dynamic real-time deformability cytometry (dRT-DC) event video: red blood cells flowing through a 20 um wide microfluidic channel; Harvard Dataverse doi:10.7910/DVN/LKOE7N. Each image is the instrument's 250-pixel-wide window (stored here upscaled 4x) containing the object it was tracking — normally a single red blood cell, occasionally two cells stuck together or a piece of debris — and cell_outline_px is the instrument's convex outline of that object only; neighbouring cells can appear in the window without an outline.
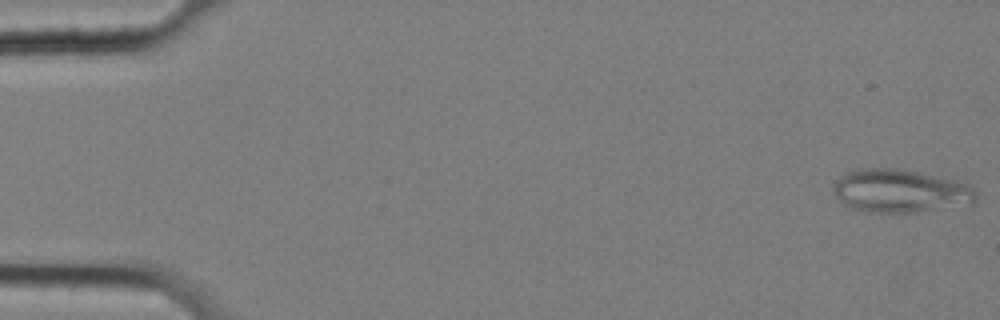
{"species": "common noctule bat (a hibernating species)", "species_latin": "Nyctalus noctula", "temperature_condition": "cold", "stored_images_in_passage": 58, "camera_frame_rate_fps": 3000, "um_per_image_px": 0.085, "animal": {"sex": "female", "body_mass_g": 25.1}, "frame": {"image": 1, "passage_image": 1, "time_ms": 0.0, "image_size_px": [1000, 320], "cell_outline_px": [[976, 200], [972, 204], [916, 212], [868, 212], [852, 208], [844, 204], [836, 196], [832, 188], [832, 184], [840, 176], [848, 172], [860, 168], [896, 168], [916, 172], [952, 180], [968, 184], [976, 192]], "centroid_in_image_um": [76.49, 16.24], "position_along_channel_um": 8.5, "area_um2": 35.66}}
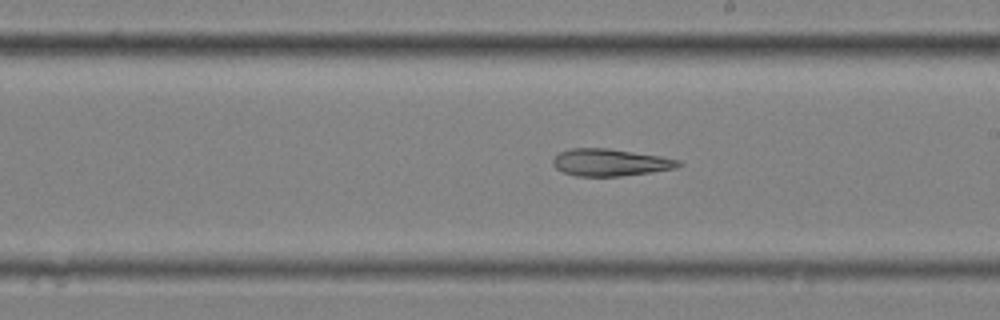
{"frame": {"image": 2, "passage_image": 33, "time_ms": 10.667, "image_size_px": [1000, 320], "cell_outline_px": [[684, 164], [676, 168], [652, 172], [620, 176], [576, 176], [564, 172], [556, 168], [552, 164], [552, 160], [560, 152], [572, 148], [608, 148], [660, 156], [680, 160]], "centroid_in_image_um": [51.89, 13.81], "position_along_channel_um": 237.1, "area_um2": 19.83}}
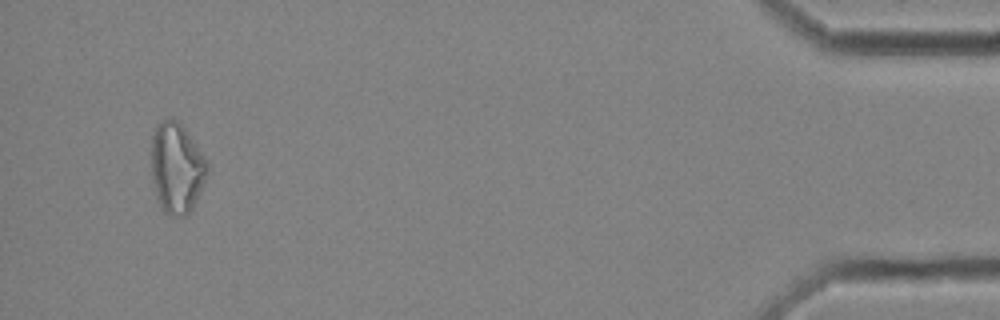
{"frame": {"image": 3, "passage_image": 55, "time_ms": 18.0, "image_size_px": [1000, 320], "cell_outline_px": [[208, 168], [200, 192], [188, 216], [168, 216], [160, 208], [156, 196], [152, 180], [152, 136], [156, 124], [160, 120], [176, 120], [188, 132], [208, 160]], "centroid_in_image_um": [15.01, 14.3], "position_along_channel_um": 420.2, "area_um2": 29.65}}